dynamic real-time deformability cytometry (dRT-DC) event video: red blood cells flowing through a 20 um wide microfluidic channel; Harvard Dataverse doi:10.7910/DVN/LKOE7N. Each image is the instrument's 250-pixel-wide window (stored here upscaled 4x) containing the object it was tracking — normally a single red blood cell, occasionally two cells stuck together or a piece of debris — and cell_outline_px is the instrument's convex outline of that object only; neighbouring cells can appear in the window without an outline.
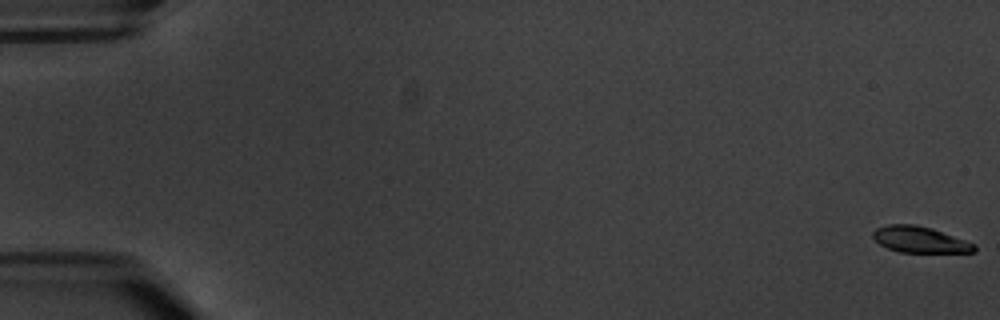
{"species": "common noctule bat (a hibernating species)", "species_latin": "Nyctalus noctula", "temperature_condition": "warm", "stored_images_in_passage": 11, "camera_frame_rate_fps": 3000, "um_per_image_px": 0.085, "animal": {"sex": "male", "body_mass_g": 20.1, "forearm_length_mm": 53.5}, "frame": {"image": 1, "passage_image": 1, "time_ms": 0.0, "image_size_px": [1000, 320], "cell_outline_px": [[976, 252], [900, 252], [888, 248], [880, 244], [872, 236], [872, 232], [876, 228], [888, 224], [916, 224], [932, 228], [976, 244]], "centroid_in_image_um": [78.19, 20.36], "position_along_channel_um": 6.8, "area_um2": 15.43}}